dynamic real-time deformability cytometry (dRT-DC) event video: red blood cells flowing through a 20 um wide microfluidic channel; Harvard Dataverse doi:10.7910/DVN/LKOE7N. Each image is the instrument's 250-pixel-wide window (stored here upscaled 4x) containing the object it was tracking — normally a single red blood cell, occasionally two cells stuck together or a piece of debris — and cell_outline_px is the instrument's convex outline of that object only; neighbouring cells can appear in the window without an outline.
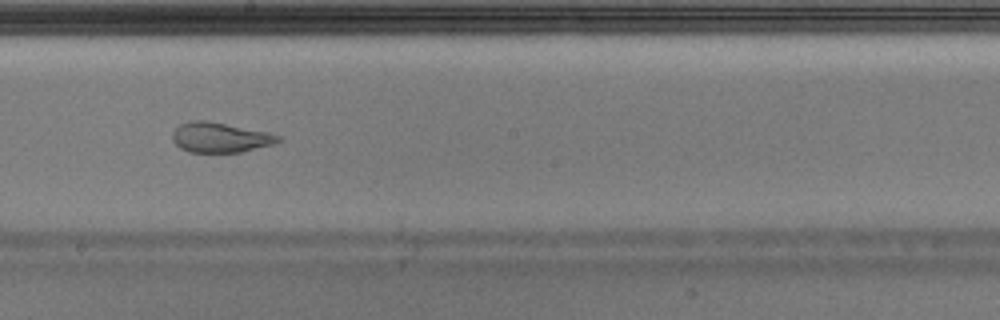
{"species": "Egyptian fruit bat (a non-hibernating species)", "species_latin": "Rousettus aegyptiacus", "temperature_condition": "warm", "stored_images_in_passage": 42, "camera_frame_rate_fps": 3000, "um_per_image_px": 0.085, "animal": {"sex": "male"}, "frame": {"image": 1, "passage_image": 19, "time_ms": 6.0, "image_size_px": [1000, 320], "cell_outline_px": [[284, 140], [272, 144], [240, 152], [188, 152], [180, 148], [172, 140], [172, 132], [180, 124], [188, 120], [204, 120], [268, 132], [280, 136]], "centroid_in_image_um": [18.68, 11.68], "position_along_channel_um": 229.5, "area_um2": 18.44}}
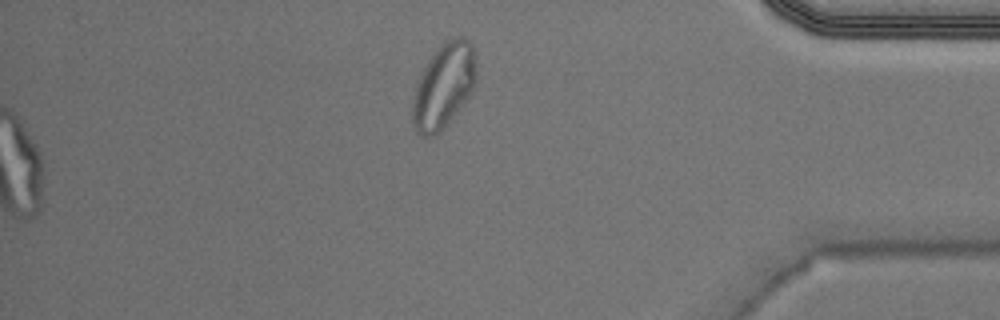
{"frame": {"image": 2, "passage_image": 42, "time_ms": 13.667, "image_size_px": [1000, 320], "cell_outline_px": [[476, 80], [472, 92], [464, 104], [432, 136], [420, 136], [416, 132], [412, 120], [412, 96], [420, 72], [428, 60], [444, 40], [452, 36], [460, 36], [468, 40], [472, 44], [476, 56]], "centroid_in_image_um": [37.71, 7.23], "position_along_channel_um": 397.5, "area_um2": 31.62}}